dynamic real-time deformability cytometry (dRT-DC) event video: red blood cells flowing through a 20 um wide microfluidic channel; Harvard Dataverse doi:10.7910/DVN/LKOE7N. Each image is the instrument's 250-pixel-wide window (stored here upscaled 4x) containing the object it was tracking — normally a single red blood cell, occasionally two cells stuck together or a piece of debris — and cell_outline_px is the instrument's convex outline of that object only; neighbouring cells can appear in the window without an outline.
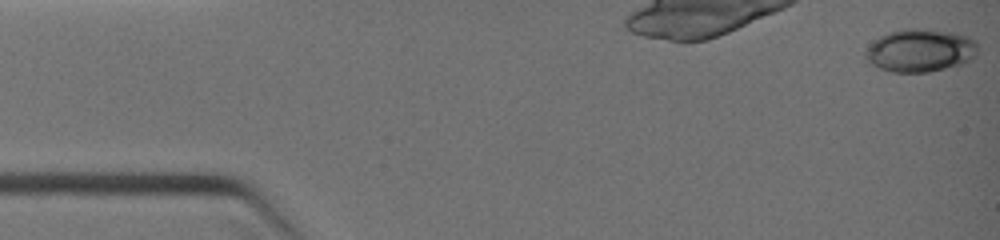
{"species": "common noctule bat (a hibernating species)", "species_latin": "Nyctalus noctula", "temperature_condition": "warm", "stored_images_in_passage": 36, "camera_frame_rate_fps": 3000, "um_per_image_px": 0.085, "animal": {"sex": "female", "body_mass_g": 19.0, "forearm_length_mm": 51.5}, "frame": {"image": 1, "passage_image": 1, "time_ms": 0.0, "image_size_px": [1000, 240], "cell_outline_px": [[976, 56], [972, 60], [960, 64], [928, 72], [892, 72], [868, 64], [864, 60], [864, 52], [880, 36], [888, 32], [904, 28], [920, 28], [952, 32], [968, 36], [976, 40]], "centroid_in_image_um": [78.2, 4.28], "position_along_channel_um": 6.8, "area_um2": 28.26}}
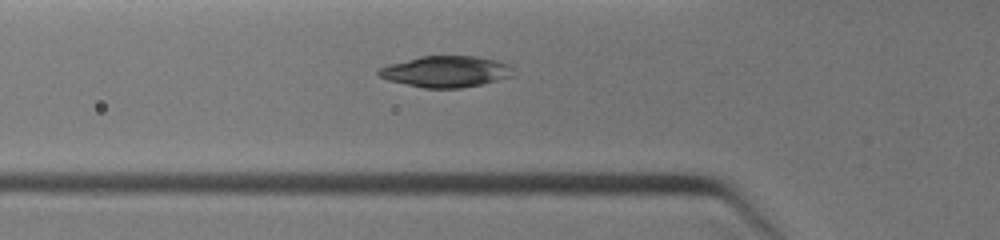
{"frame": {"image": 2, "passage_image": 13, "time_ms": 4.0, "image_size_px": [1000, 240], "cell_outline_px": [[512, 76], [500, 80], [460, 88], [424, 88], [388, 80], [376, 76], [376, 72], [380, 68], [388, 64], [420, 56], [476, 56], [496, 60], [508, 64], [512, 68]], "centroid_in_image_um": [37.87, 6.08], "position_along_channel_um": 87.9, "area_um2": 24.51}}
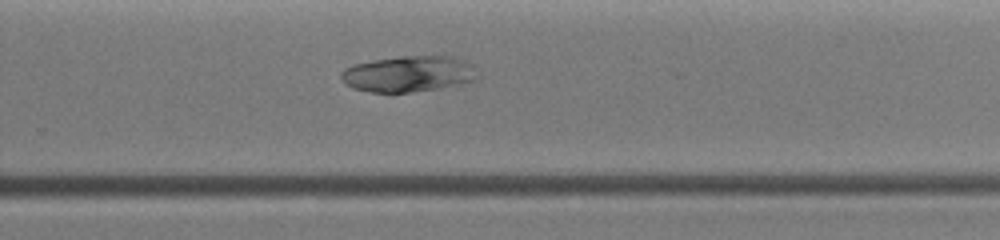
{"frame": {"image": 3, "passage_image": 25, "time_ms": 8.0, "image_size_px": [1000, 240], "cell_outline_px": [[480, 76], [476, 80], [460, 84], [412, 92], [372, 92], [352, 88], [344, 84], [340, 76], [340, 72], [344, 68], [352, 64], [400, 56], [456, 56], [472, 64], [476, 68]], "centroid_in_image_um": [34.74, 6.27], "position_along_channel_um": 295.1, "area_um2": 28.9}}